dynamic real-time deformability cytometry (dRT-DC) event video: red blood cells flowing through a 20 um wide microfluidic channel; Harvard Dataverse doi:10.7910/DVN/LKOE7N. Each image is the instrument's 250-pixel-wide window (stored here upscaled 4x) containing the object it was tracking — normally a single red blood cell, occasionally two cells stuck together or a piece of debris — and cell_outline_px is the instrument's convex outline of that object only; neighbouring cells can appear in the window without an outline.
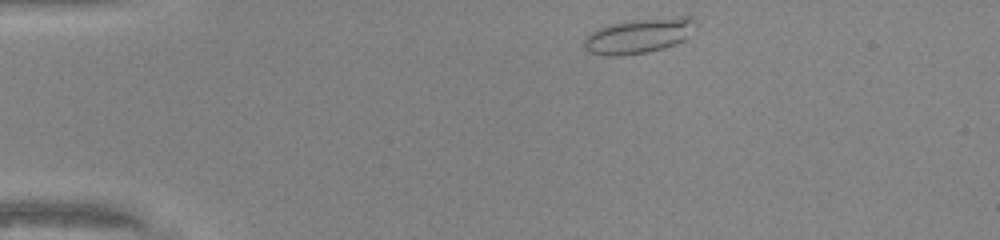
{"species": "common noctule bat (a hibernating species)", "species_latin": "Nyctalus noctula", "temperature_condition": "warm", "stored_images_in_passage": 18, "camera_frame_rate_fps": 3000, "um_per_image_px": 0.085, "animal": {"sex": "male", "body_mass_g": 20.0, "forearm_length_mm": 53.3}, "frame": {"image": 1, "passage_image": 1, "time_ms": 0.0, "image_size_px": [1000, 240], "cell_outline_px": [[696, 28], [684, 40], [676, 44], [644, 52], [620, 56], [608, 56], [592, 52], [584, 48], [584, 40], [592, 32], [608, 24], [680, 16], [692, 16]], "centroid_in_image_um": [54.33, 3.05], "position_along_channel_um": 30.7, "area_um2": 22.08}}
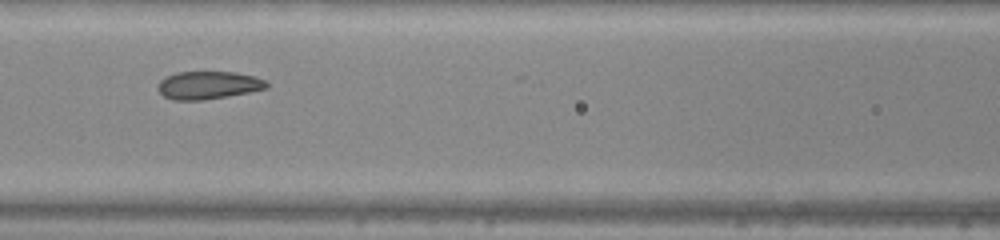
{"frame": {"image": 2, "passage_image": 14, "time_ms": 4.333, "image_size_px": [1000, 240], "cell_outline_px": [[268, 88], [228, 96], [200, 100], [172, 100], [164, 96], [156, 88], [160, 80], [164, 76], [176, 72], [236, 72], [252, 76], [264, 80], [268, 84]], "centroid_in_image_um": [17.65, 7.24], "position_along_channel_um": 149.0, "area_um2": 17.63}}
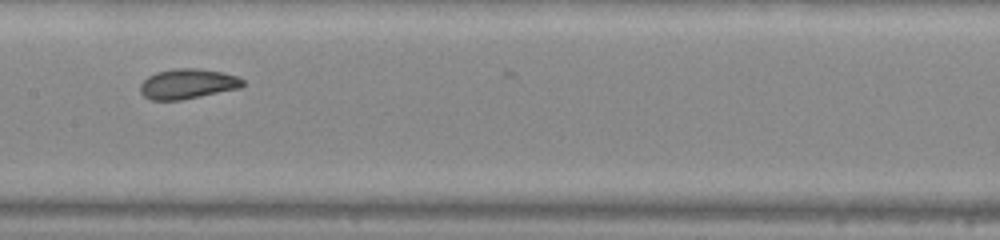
{"frame": {"image": 3, "passage_image": 17, "time_ms": 5.333, "image_size_px": [1000, 240], "cell_outline_px": [[244, 84], [240, 88], [180, 100], [152, 100], [144, 96], [140, 92], [140, 84], [148, 76], [156, 72], [176, 68], [200, 68], [220, 72], [236, 76], [244, 80]], "centroid_in_image_um": [15.93, 7.12], "position_along_channel_um": 191.5, "area_um2": 17.86}}